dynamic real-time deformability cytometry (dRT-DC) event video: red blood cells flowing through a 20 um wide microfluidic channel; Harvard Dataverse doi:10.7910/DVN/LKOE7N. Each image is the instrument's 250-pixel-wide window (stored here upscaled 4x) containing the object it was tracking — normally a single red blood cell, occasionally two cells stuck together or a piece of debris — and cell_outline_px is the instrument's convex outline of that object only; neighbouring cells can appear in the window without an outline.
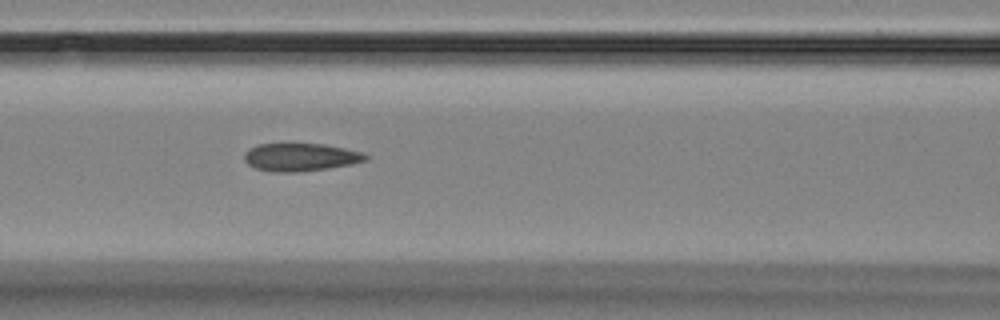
{"species": "Egyptian fruit bat (a non-hibernating species)", "species_latin": "Rousettus aegyptiacus", "temperature_condition": "room temperature", "stored_images_in_passage": 3, "camera_frame_rate_fps": 3000, "um_per_image_px": 0.085, "animal": {"sex": "female"}, "frame": {"image": 1, "passage_image": 3, "time_ms": 2.333, "image_size_px": [1000, 320], "cell_outline_px": [[368, 160], [352, 164], [328, 168], [300, 172], [272, 172], [256, 168], [248, 164], [244, 160], [244, 152], [248, 148], [256, 144], [324, 144], [344, 148], [360, 152], [368, 156]], "centroid_in_image_um": [25.51, 13.36], "position_along_channel_um": 141.1, "area_um2": 19.77}}